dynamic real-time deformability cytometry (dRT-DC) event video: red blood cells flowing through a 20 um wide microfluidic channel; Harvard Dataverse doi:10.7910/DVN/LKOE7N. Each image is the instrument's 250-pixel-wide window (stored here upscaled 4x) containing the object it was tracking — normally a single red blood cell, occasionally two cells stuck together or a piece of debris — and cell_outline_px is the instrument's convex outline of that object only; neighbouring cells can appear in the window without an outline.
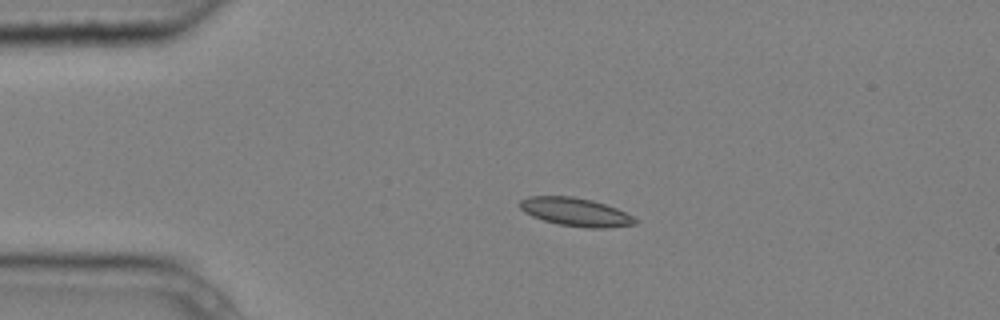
{"species": "common noctule bat (a hibernating species)", "species_latin": "Nyctalus noctula", "temperature_condition": "cold", "stored_images_in_passage": 3, "camera_frame_rate_fps": 3000, "um_per_image_px": 0.085, "animal": {"sex": "male", "body_mass_g": 20.4}, "frame": {"image": 1, "passage_image": 2, "time_ms": 0.333, "image_size_px": [1000, 320], "cell_outline_px": [[636, 224], [604, 228], [588, 228], [560, 224], [544, 220], [532, 216], [524, 212], [520, 208], [520, 200], [528, 196], [572, 196], [592, 200], [616, 208], [632, 216], [636, 220]], "centroid_in_image_um": [48.9, 18.01], "position_along_channel_um": 36.1, "area_um2": 18.79}}